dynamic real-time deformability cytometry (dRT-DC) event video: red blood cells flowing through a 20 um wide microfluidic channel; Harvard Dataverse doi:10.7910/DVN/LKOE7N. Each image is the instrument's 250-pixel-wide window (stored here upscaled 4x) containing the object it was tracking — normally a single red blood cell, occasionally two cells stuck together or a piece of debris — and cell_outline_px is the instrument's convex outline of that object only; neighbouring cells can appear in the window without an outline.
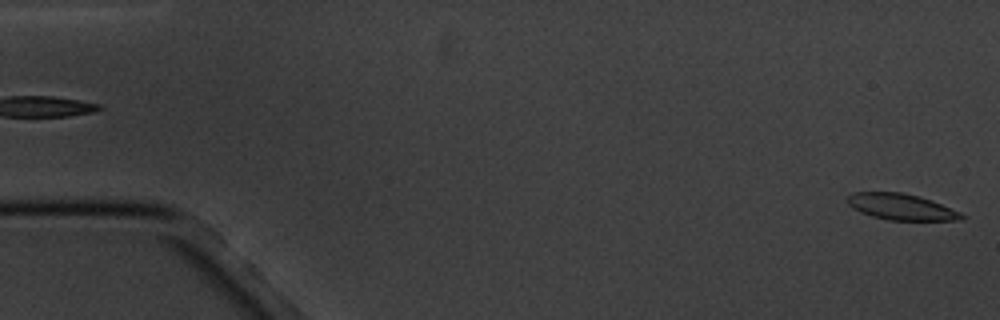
{"species": "common noctule bat (a hibernating species)", "species_latin": "Nyctalus noctula", "temperature_condition": "cold", "stored_images_in_passage": 6, "segment_of_instrument_passage": [2, 2], "camera_frame_rate_fps": 3000, "um_per_image_px": 0.085, "animal": {"sex": "male", "body_mass_g": 20.1, "forearm_length_mm": 53.5}, "frame": {"image": 1, "passage_image": 6, "time_ms": 5.667, "image_size_px": [1000, 320], "cell_outline_px": [[968, 216], [964, 220], [888, 220], [872, 216], [860, 212], [852, 208], [848, 204], [848, 196], [852, 192], [900, 192], [916, 196], [940, 204], [960, 212]], "centroid_in_image_um": [76.6, 17.59], "position_along_channel_um": 8.4, "area_um2": 17.22}}